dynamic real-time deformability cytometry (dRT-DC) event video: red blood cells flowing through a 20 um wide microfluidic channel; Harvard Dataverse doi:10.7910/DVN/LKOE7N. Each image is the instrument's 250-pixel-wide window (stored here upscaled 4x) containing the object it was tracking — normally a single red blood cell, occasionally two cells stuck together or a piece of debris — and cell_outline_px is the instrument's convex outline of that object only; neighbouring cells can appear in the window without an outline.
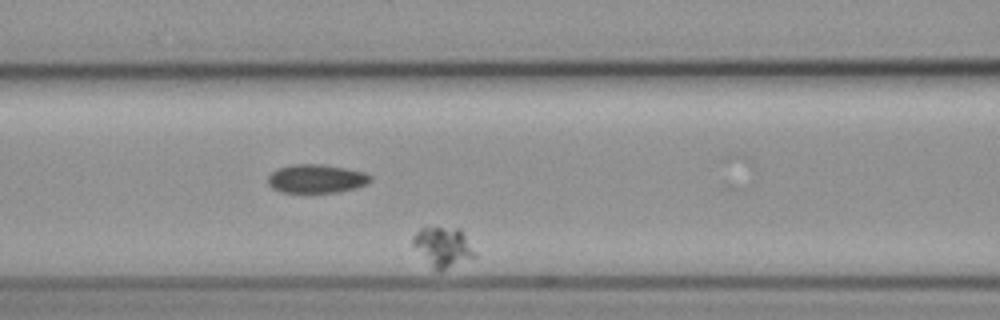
{"species": "common noctule bat (a hibernating species)", "species_latin": "Nyctalus noctula", "temperature_condition": "cold", "stored_images_in_passage": 41, "camera_frame_rate_fps": 3000, "um_per_image_px": 0.085, "animal": {"sex": "female", "body_mass_g": 19.3, "forearm_length_mm": 54.1}, "frame": {"image": 1, "passage_image": 15, "time_ms": 4.667, "image_size_px": [1000, 320], "cell_outline_px": [[476, 256], [440, 272], [412, 244], [412, 236], [420, 228], [460, 228], [464, 232], [476, 252]], "centroid_in_image_um": [37.71, 20.96], "position_along_channel_um": 128.9, "area_um2": 13.93}}
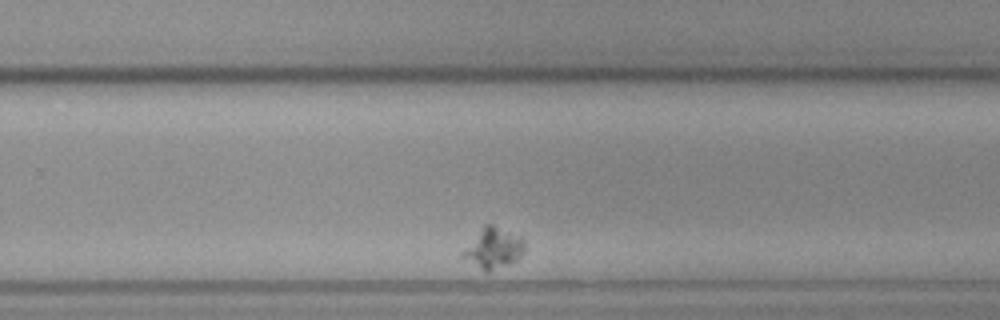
{"frame": {"image": 2, "passage_image": 32, "time_ms": 10.333, "image_size_px": [1000, 320], "cell_outline_px": [[524, 252], [516, 260], [508, 264], [488, 272], [484, 272], [460, 256], [460, 252], [484, 224], [492, 224], [520, 236], [524, 240]], "centroid_in_image_um": [41.9, 21.1], "position_along_channel_um": 287.9, "area_um2": 14.68}}
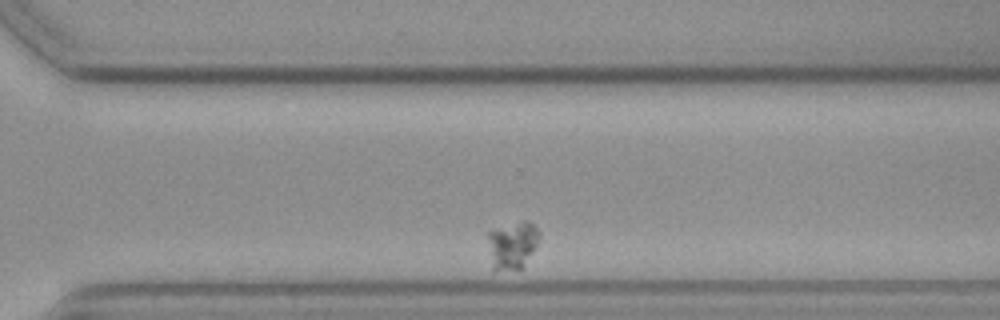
{"frame": {"image": 3, "passage_image": 36, "time_ms": 11.667, "image_size_px": [1000, 320], "cell_outline_px": [[540, 236], [524, 268], [496, 272], [492, 272], [488, 236], [488, 232], [524, 220], [528, 220], [540, 232]], "centroid_in_image_um": [43.55, 20.89], "position_along_channel_um": 327.1, "area_um2": 14.22}}